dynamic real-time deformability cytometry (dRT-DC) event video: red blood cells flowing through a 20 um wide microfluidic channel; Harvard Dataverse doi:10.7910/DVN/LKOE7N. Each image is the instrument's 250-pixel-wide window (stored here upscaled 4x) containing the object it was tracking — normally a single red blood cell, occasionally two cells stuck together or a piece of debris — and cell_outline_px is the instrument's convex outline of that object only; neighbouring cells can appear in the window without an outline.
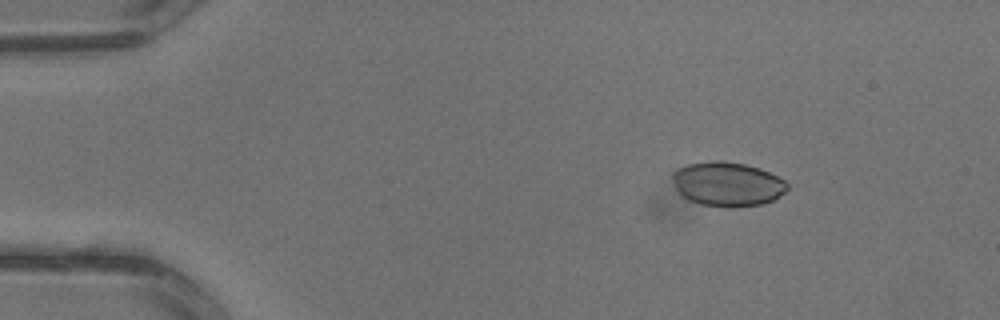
{"species": "common noctule bat (a hibernating species)", "species_latin": "Nyctalus noctula", "temperature_condition": "warm", "stored_images_in_passage": 4, "camera_frame_rate_fps": 3000, "um_per_image_px": 0.085, "animal": {"sex": "male", "body_mass_g": 13.3}, "frame": {"image": 1, "passage_image": 2, "time_ms": 0.333, "image_size_px": [1000, 320], "cell_outline_px": [[788, 188], [780, 196], [772, 200], [760, 204], [732, 208], [724, 208], [700, 204], [688, 200], [676, 188], [672, 176], [672, 172], [676, 168], [688, 164], [712, 160], [720, 160], [744, 164], [760, 168], [784, 180], [788, 184]], "centroid_in_image_um": [61.81, 15.65], "position_along_channel_um": 23.2, "area_um2": 29.71}}